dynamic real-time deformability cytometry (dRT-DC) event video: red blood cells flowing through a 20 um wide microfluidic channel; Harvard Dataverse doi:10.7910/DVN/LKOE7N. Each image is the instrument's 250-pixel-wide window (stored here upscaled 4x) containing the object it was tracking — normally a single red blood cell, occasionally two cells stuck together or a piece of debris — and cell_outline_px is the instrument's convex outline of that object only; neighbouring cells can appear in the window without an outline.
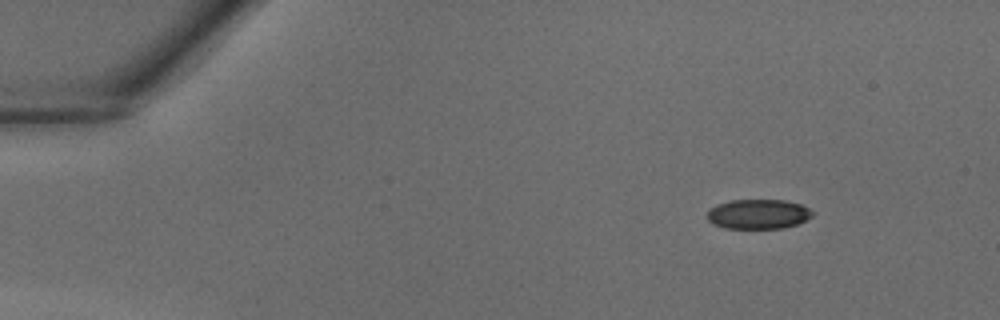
{"species": "common noctule bat (a hibernating species)", "species_latin": "Nyctalus noctula", "temperature_condition": "warm", "stored_images_in_passage": 36, "camera_frame_rate_fps": 3000, "um_per_image_px": 0.085, "animal": {"sex": "male", "body_mass_g": 18.8}, "frame": {"image": 1, "passage_image": 1, "time_ms": 0.0, "image_size_px": [1000, 320], "cell_outline_px": [[812, 216], [796, 224], [784, 228], [724, 228], [712, 224], [708, 220], [708, 208], [716, 204], [728, 200], [784, 200], [800, 204], [808, 208], [812, 212]], "centroid_in_image_um": [64.39, 18.19], "position_along_channel_um": 20.6, "area_um2": 18.21}}
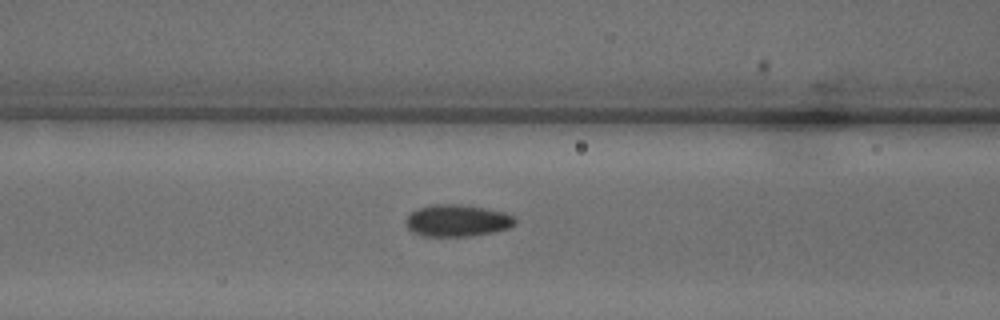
{"frame": {"image": 2, "passage_image": 13, "time_ms": 4.0, "image_size_px": [1000, 320], "cell_outline_px": [[516, 224], [508, 228], [496, 232], [468, 236], [424, 236], [412, 232], [404, 224], [404, 220], [412, 212], [420, 208], [432, 204], [460, 204], [484, 208], [504, 212], [516, 216]], "centroid_in_image_um": [38.88, 18.75], "position_along_channel_um": 127.7, "area_um2": 20.46}}
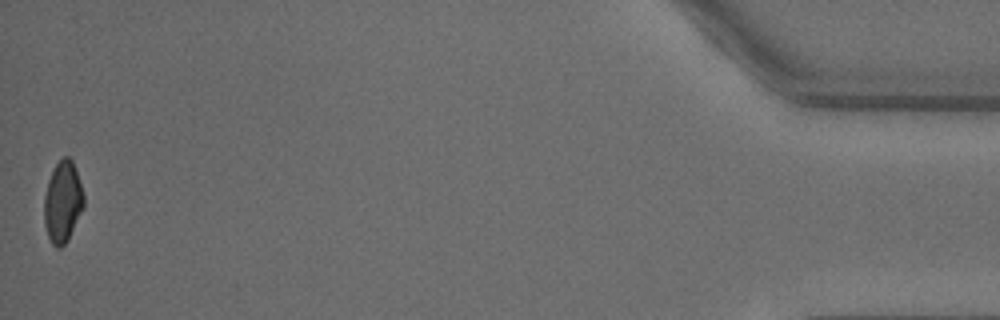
{"frame": {"image": 3, "passage_image": 36, "time_ms": 11.667, "image_size_px": [1000, 320], "cell_outline_px": [[84, 208], [68, 240], [60, 248], [56, 248], [52, 244], [48, 236], [44, 224], [44, 196], [48, 180], [56, 164], [64, 156], [68, 156], [72, 160], [84, 196]], "centroid_in_image_um": [5.32, 17.2], "position_along_channel_um": 429.9, "area_um2": 18.73}}